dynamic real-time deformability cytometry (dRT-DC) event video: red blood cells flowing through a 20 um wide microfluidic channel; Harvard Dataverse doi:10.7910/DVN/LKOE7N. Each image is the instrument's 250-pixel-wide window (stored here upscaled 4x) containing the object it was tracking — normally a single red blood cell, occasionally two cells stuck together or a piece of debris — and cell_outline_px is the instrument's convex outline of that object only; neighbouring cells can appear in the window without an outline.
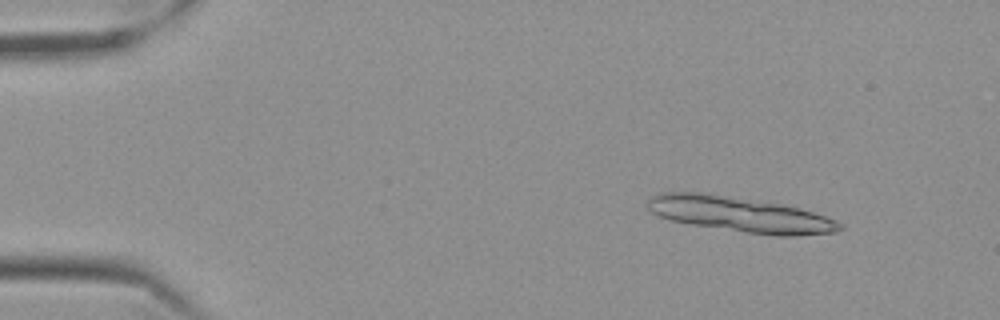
{"species": "Egyptian fruit bat (a non-hibernating species)", "species_latin": "Rousettus aegyptiacus", "temperature_condition": "cold", "stored_images_in_passage": 15, "camera_frame_rate_fps": 3000, "um_per_image_px": 0.085, "frame": {"image": 1, "passage_image": 7, "time_ms": 2.0, "image_size_px": [1000, 320], "cell_outline_px": [[844, 228], [836, 232], [792, 236], [776, 236], [692, 224], [668, 220], [644, 208], [648, 200], [652, 196], [660, 192], [704, 192], [780, 204], [800, 208], [836, 220], [844, 224]], "centroid_in_image_um": [62.88, 18.22], "position_along_channel_um": 22.1, "area_um2": 39.3}}